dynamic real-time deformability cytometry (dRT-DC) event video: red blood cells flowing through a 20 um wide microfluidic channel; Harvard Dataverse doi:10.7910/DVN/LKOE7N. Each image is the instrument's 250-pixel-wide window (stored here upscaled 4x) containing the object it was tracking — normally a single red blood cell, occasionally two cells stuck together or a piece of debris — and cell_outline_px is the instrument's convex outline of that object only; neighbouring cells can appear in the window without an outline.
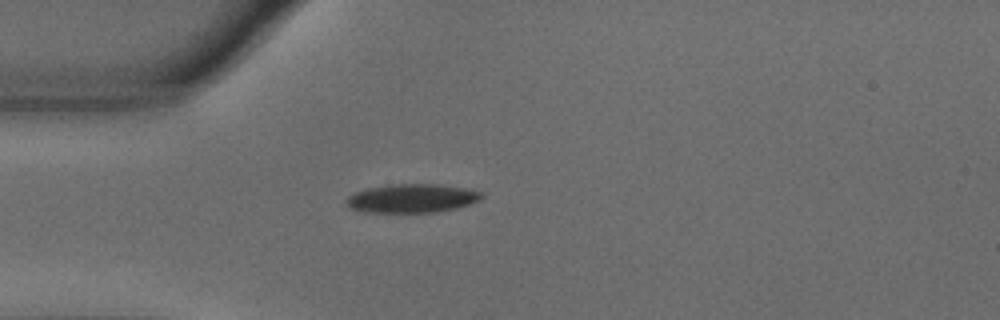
{"species": "common noctule bat (a hibernating species)", "species_latin": "Nyctalus noctula", "temperature_condition": "warm", "stored_images_in_passage": 41, "camera_frame_rate_fps": 3000, "um_per_image_px": 0.085, "animal": {"sex": "male", "body_mass_g": 18.8}, "frame": {"image": 1, "passage_image": 1, "time_ms": 0.0, "image_size_px": [1000, 320], "cell_outline_px": [[484, 196], [480, 200], [456, 208], [436, 212], [364, 212], [348, 208], [344, 204], [344, 200], [348, 196], [356, 192], [368, 188], [388, 184], [436, 184], [464, 188], [480, 192]], "centroid_in_image_um": [34.95, 16.86], "position_along_channel_um": 50.1, "area_um2": 22.66}}
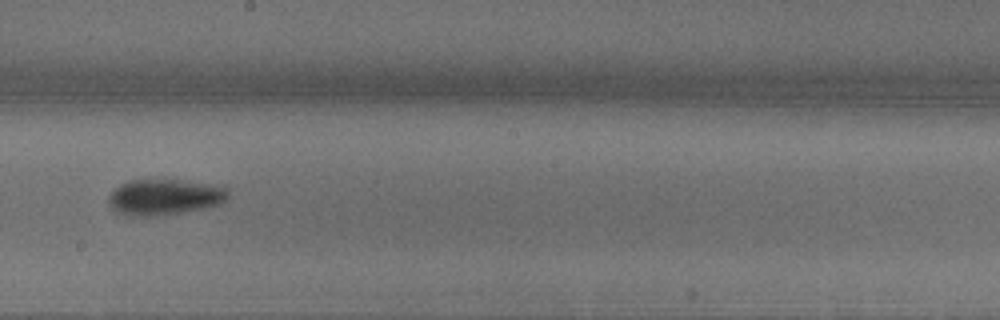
{"frame": {"image": 2, "passage_image": 17, "time_ms": 5.333, "image_size_px": [1000, 320], "cell_outline_px": [[228, 196], [220, 204], [204, 208], [160, 216], [128, 216], [116, 212], [108, 204], [108, 196], [120, 184], [128, 180], [184, 180], [220, 184], [228, 188]], "centroid_in_image_um": [14.0, 16.74], "position_along_channel_um": 234.2, "area_um2": 25.37}}
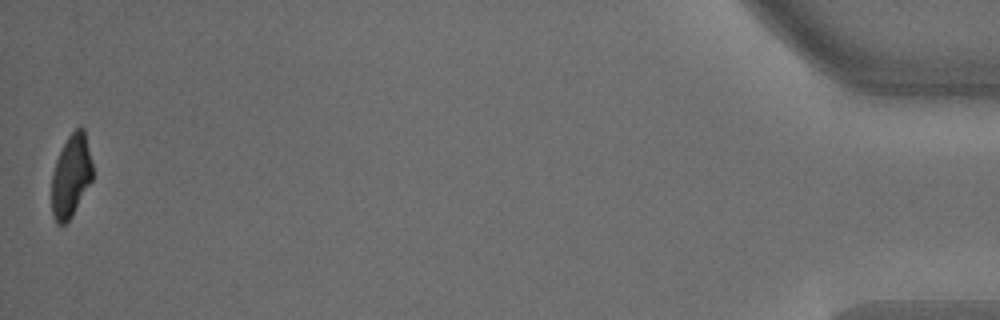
{"frame": {"image": 3, "passage_image": 41, "time_ms": 13.333, "image_size_px": [1000, 320], "cell_outline_px": [[92, 180], [72, 216], [64, 224], [56, 224], [52, 216], [52, 172], [56, 160], [68, 136], [80, 124], [84, 128], [92, 164]], "centroid_in_image_um": [6.03, 14.95], "position_along_channel_um": 429.2, "area_um2": 19.65}, "authors_computed_cell_mechanics": {"area_um2": 22.7732, "velocity_mm_per_s": 3.6291, "shape_relaxation_time_tau1_ms": 3.6565, "shape_relaxation_time_tau2_ms": null, "deformation_change_tau1": 0.1432, "deformation_change_tau2": null}}